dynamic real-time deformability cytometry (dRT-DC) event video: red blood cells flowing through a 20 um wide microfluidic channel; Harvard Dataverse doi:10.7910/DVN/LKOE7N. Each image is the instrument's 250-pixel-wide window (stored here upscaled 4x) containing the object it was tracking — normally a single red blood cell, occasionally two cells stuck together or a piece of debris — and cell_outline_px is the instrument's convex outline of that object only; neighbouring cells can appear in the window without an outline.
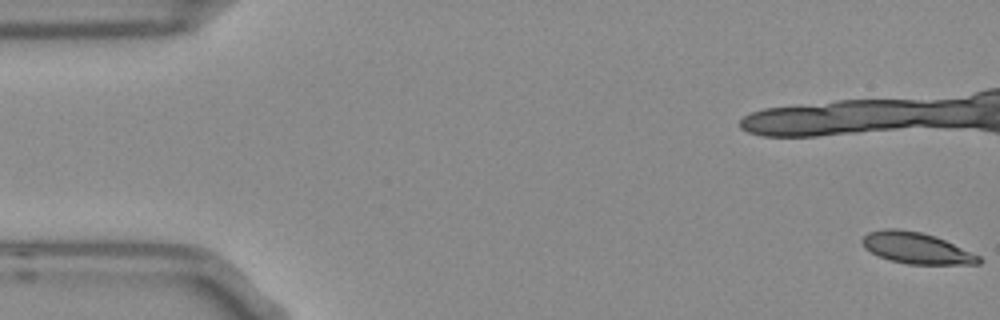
{"species": "Egyptian fruit bat (a non-hibernating species)", "species_latin": "Rousettus aegyptiacus", "temperature_condition": "room temperature", "stored_images_in_passage": 14, "camera_frame_rate_fps": 3000, "um_per_image_px": 0.085, "frame": {"image": 1, "passage_image": 1, "time_ms": 0.0, "image_size_px": [1000, 320], "cell_outline_px": [[984, 260], [980, 264], [908, 264], [892, 260], [880, 256], [864, 248], [860, 240], [868, 232], [884, 228], [896, 228], [920, 232], [936, 236], [972, 252], [980, 256]], "centroid_in_image_um": [77.91, 21.08], "position_along_channel_um": 7.1, "area_um2": 21.21}}